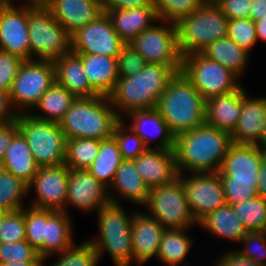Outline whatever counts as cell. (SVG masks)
Masks as SVG:
<instances>
[{"mask_svg":"<svg viewBox=\"0 0 266 266\" xmlns=\"http://www.w3.org/2000/svg\"><path fill=\"white\" fill-rule=\"evenodd\" d=\"M182 65L147 63L128 78H119L108 95L118 117L135 110L155 109L167 84L181 72ZM124 115V116H123Z\"/></svg>","mask_w":266,"mask_h":266,"instance_id":"1","label":"cell"},{"mask_svg":"<svg viewBox=\"0 0 266 266\" xmlns=\"http://www.w3.org/2000/svg\"><path fill=\"white\" fill-rule=\"evenodd\" d=\"M232 144L231 134L206 123L177 135L174 151L178 173L218 172Z\"/></svg>","mask_w":266,"mask_h":266,"instance_id":"2","label":"cell"},{"mask_svg":"<svg viewBox=\"0 0 266 266\" xmlns=\"http://www.w3.org/2000/svg\"><path fill=\"white\" fill-rule=\"evenodd\" d=\"M156 109L175 137L205 124L206 100L182 72L167 84Z\"/></svg>","mask_w":266,"mask_h":266,"instance_id":"3","label":"cell"},{"mask_svg":"<svg viewBox=\"0 0 266 266\" xmlns=\"http://www.w3.org/2000/svg\"><path fill=\"white\" fill-rule=\"evenodd\" d=\"M121 119L108 96L78 97L59 122L66 139L104 140L112 137Z\"/></svg>","mask_w":266,"mask_h":266,"instance_id":"4","label":"cell"},{"mask_svg":"<svg viewBox=\"0 0 266 266\" xmlns=\"http://www.w3.org/2000/svg\"><path fill=\"white\" fill-rule=\"evenodd\" d=\"M135 212L127 213L121 204L111 202L97 211L99 235L88 240L95 247L100 260L108 252L115 266L132 265L131 227Z\"/></svg>","mask_w":266,"mask_h":266,"instance_id":"5","label":"cell"},{"mask_svg":"<svg viewBox=\"0 0 266 266\" xmlns=\"http://www.w3.org/2000/svg\"><path fill=\"white\" fill-rule=\"evenodd\" d=\"M228 19L218 5H200L176 23L178 47L183 56L201 53L209 44L227 36Z\"/></svg>","mask_w":266,"mask_h":266,"instance_id":"6","label":"cell"},{"mask_svg":"<svg viewBox=\"0 0 266 266\" xmlns=\"http://www.w3.org/2000/svg\"><path fill=\"white\" fill-rule=\"evenodd\" d=\"M17 123L39 168L65 164L67 139L59 123L34 118L29 112L19 114Z\"/></svg>","mask_w":266,"mask_h":266,"instance_id":"7","label":"cell"},{"mask_svg":"<svg viewBox=\"0 0 266 266\" xmlns=\"http://www.w3.org/2000/svg\"><path fill=\"white\" fill-rule=\"evenodd\" d=\"M30 60H52L71 51V34L49 8L28 7Z\"/></svg>","mask_w":266,"mask_h":266,"instance_id":"8","label":"cell"},{"mask_svg":"<svg viewBox=\"0 0 266 266\" xmlns=\"http://www.w3.org/2000/svg\"><path fill=\"white\" fill-rule=\"evenodd\" d=\"M55 80L54 61L24 60L9 91L14 109L19 114L27 113L32 108L34 110Z\"/></svg>","mask_w":266,"mask_h":266,"instance_id":"9","label":"cell"},{"mask_svg":"<svg viewBox=\"0 0 266 266\" xmlns=\"http://www.w3.org/2000/svg\"><path fill=\"white\" fill-rule=\"evenodd\" d=\"M181 72L205 100L212 96L232 93L242 86L236 74L202 53L183 56Z\"/></svg>","mask_w":266,"mask_h":266,"instance_id":"10","label":"cell"},{"mask_svg":"<svg viewBox=\"0 0 266 266\" xmlns=\"http://www.w3.org/2000/svg\"><path fill=\"white\" fill-rule=\"evenodd\" d=\"M144 207L149 211L147 214L159 221L165 229L191 228L198 224L179 178L170 184L151 189Z\"/></svg>","mask_w":266,"mask_h":266,"instance_id":"11","label":"cell"},{"mask_svg":"<svg viewBox=\"0 0 266 266\" xmlns=\"http://www.w3.org/2000/svg\"><path fill=\"white\" fill-rule=\"evenodd\" d=\"M128 45L147 63L182 65L178 47L176 24L159 20L152 27L137 35Z\"/></svg>","mask_w":266,"mask_h":266,"instance_id":"12","label":"cell"},{"mask_svg":"<svg viewBox=\"0 0 266 266\" xmlns=\"http://www.w3.org/2000/svg\"><path fill=\"white\" fill-rule=\"evenodd\" d=\"M125 45L107 13H103L96 20L71 34V51L77 54H96L117 58Z\"/></svg>","mask_w":266,"mask_h":266,"instance_id":"13","label":"cell"},{"mask_svg":"<svg viewBox=\"0 0 266 266\" xmlns=\"http://www.w3.org/2000/svg\"><path fill=\"white\" fill-rule=\"evenodd\" d=\"M186 177L179 174L178 178L182 181L188 205L197 223L227 203L218 172L190 173Z\"/></svg>","mask_w":266,"mask_h":266,"instance_id":"14","label":"cell"},{"mask_svg":"<svg viewBox=\"0 0 266 266\" xmlns=\"http://www.w3.org/2000/svg\"><path fill=\"white\" fill-rule=\"evenodd\" d=\"M69 170L65 164L40 167L32 181L28 184V191L35 190V201L30 206L65 211Z\"/></svg>","mask_w":266,"mask_h":266,"instance_id":"15","label":"cell"},{"mask_svg":"<svg viewBox=\"0 0 266 266\" xmlns=\"http://www.w3.org/2000/svg\"><path fill=\"white\" fill-rule=\"evenodd\" d=\"M110 203L108 188L87 169H70L66 207L73 206L82 212H93Z\"/></svg>","mask_w":266,"mask_h":266,"instance_id":"16","label":"cell"},{"mask_svg":"<svg viewBox=\"0 0 266 266\" xmlns=\"http://www.w3.org/2000/svg\"><path fill=\"white\" fill-rule=\"evenodd\" d=\"M0 50L30 60L28 7H0Z\"/></svg>","mask_w":266,"mask_h":266,"instance_id":"17","label":"cell"},{"mask_svg":"<svg viewBox=\"0 0 266 266\" xmlns=\"http://www.w3.org/2000/svg\"><path fill=\"white\" fill-rule=\"evenodd\" d=\"M133 161L149 190L170 184L179 177L174 150L147 148Z\"/></svg>","mask_w":266,"mask_h":266,"instance_id":"18","label":"cell"},{"mask_svg":"<svg viewBox=\"0 0 266 266\" xmlns=\"http://www.w3.org/2000/svg\"><path fill=\"white\" fill-rule=\"evenodd\" d=\"M263 154L257 145L232 144L225 156L218 174L221 180L254 181L259 178L258 170Z\"/></svg>","mask_w":266,"mask_h":266,"instance_id":"19","label":"cell"},{"mask_svg":"<svg viewBox=\"0 0 266 266\" xmlns=\"http://www.w3.org/2000/svg\"><path fill=\"white\" fill-rule=\"evenodd\" d=\"M164 230L163 225L147 213L135 212L131 227L133 264L141 266L153 257L157 258Z\"/></svg>","mask_w":266,"mask_h":266,"instance_id":"20","label":"cell"},{"mask_svg":"<svg viewBox=\"0 0 266 266\" xmlns=\"http://www.w3.org/2000/svg\"><path fill=\"white\" fill-rule=\"evenodd\" d=\"M242 85V110L231 139L238 145H257L266 116V97H249Z\"/></svg>","mask_w":266,"mask_h":266,"instance_id":"21","label":"cell"},{"mask_svg":"<svg viewBox=\"0 0 266 266\" xmlns=\"http://www.w3.org/2000/svg\"><path fill=\"white\" fill-rule=\"evenodd\" d=\"M125 116H128L127 118H130L131 121V126L129 125L128 127L143 140L147 148L175 149L176 137L156 108L135 110ZM156 139H158V143L154 147L150 146L151 141Z\"/></svg>","mask_w":266,"mask_h":266,"instance_id":"22","label":"cell"},{"mask_svg":"<svg viewBox=\"0 0 266 266\" xmlns=\"http://www.w3.org/2000/svg\"><path fill=\"white\" fill-rule=\"evenodd\" d=\"M49 9L70 34L104 13L101 0H55Z\"/></svg>","mask_w":266,"mask_h":266,"instance_id":"23","label":"cell"},{"mask_svg":"<svg viewBox=\"0 0 266 266\" xmlns=\"http://www.w3.org/2000/svg\"><path fill=\"white\" fill-rule=\"evenodd\" d=\"M242 110V86L232 93L206 99L205 123L231 134Z\"/></svg>","mask_w":266,"mask_h":266,"instance_id":"24","label":"cell"},{"mask_svg":"<svg viewBox=\"0 0 266 266\" xmlns=\"http://www.w3.org/2000/svg\"><path fill=\"white\" fill-rule=\"evenodd\" d=\"M107 15L117 34L126 44L159 21L154 6L110 10Z\"/></svg>","mask_w":266,"mask_h":266,"instance_id":"25","label":"cell"},{"mask_svg":"<svg viewBox=\"0 0 266 266\" xmlns=\"http://www.w3.org/2000/svg\"><path fill=\"white\" fill-rule=\"evenodd\" d=\"M56 81L78 97H95L99 95L85 75L82 59L75 52H68L54 60Z\"/></svg>","mask_w":266,"mask_h":266,"instance_id":"26","label":"cell"},{"mask_svg":"<svg viewBox=\"0 0 266 266\" xmlns=\"http://www.w3.org/2000/svg\"><path fill=\"white\" fill-rule=\"evenodd\" d=\"M110 187L115 191L112 194L108 189L110 202L116 204L121 203L118 198V196H121L129 202L144 206L150 193L149 188L138 174L133 160H123L121 162Z\"/></svg>","mask_w":266,"mask_h":266,"instance_id":"27","label":"cell"},{"mask_svg":"<svg viewBox=\"0 0 266 266\" xmlns=\"http://www.w3.org/2000/svg\"><path fill=\"white\" fill-rule=\"evenodd\" d=\"M90 86L99 94L108 96L114 89L118 77L116 57L106 55L78 54Z\"/></svg>","mask_w":266,"mask_h":266,"instance_id":"28","label":"cell"},{"mask_svg":"<svg viewBox=\"0 0 266 266\" xmlns=\"http://www.w3.org/2000/svg\"><path fill=\"white\" fill-rule=\"evenodd\" d=\"M200 228L224 240L238 244L248 233L243 223L238 219L232 205L226 203L205 216L199 223ZM226 238V239H225Z\"/></svg>","mask_w":266,"mask_h":266,"instance_id":"29","label":"cell"},{"mask_svg":"<svg viewBox=\"0 0 266 266\" xmlns=\"http://www.w3.org/2000/svg\"><path fill=\"white\" fill-rule=\"evenodd\" d=\"M2 162L4 171L10 172L27 184L32 181L39 168L20 131L14 136Z\"/></svg>","mask_w":266,"mask_h":266,"instance_id":"30","label":"cell"},{"mask_svg":"<svg viewBox=\"0 0 266 266\" xmlns=\"http://www.w3.org/2000/svg\"><path fill=\"white\" fill-rule=\"evenodd\" d=\"M71 221L69 213L65 211L48 210L47 239L43 243L44 259L60 254L74 244Z\"/></svg>","mask_w":266,"mask_h":266,"instance_id":"31","label":"cell"},{"mask_svg":"<svg viewBox=\"0 0 266 266\" xmlns=\"http://www.w3.org/2000/svg\"><path fill=\"white\" fill-rule=\"evenodd\" d=\"M201 53L231 70L239 78L245 74L244 70L250 58L248 51L227 36L209 44Z\"/></svg>","mask_w":266,"mask_h":266,"instance_id":"32","label":"cell"},{"mask_svg":"<svg viewBox=\"0 0 266 266\" xmlns=\"http://www.w3.org/2000/svg\"><path fill=\"white\" fill-rule=\"evenodd\" d=\"M75 99L71 92L55 80L34 107L42 113L29 111V114L40 120L59 123Z\"/></svg>","mask_w":266,"mask_h":266,"instance_id":"33","label":"cell"},{"mask_svg":"<svg viewBox=\"0 0 266 266\" xmlns=\"http://www.w3.org/2000/svg\"><path fill=\"white\" fill-rule=\"evenodd\" d=\"M189 228L165 229L162 233L157 259L166 266H178L185 261L193 245L186 234Z\"/></svg>","mask_w":266,"mask_h":266,"instance_id":"34","label":"cell"},{"mask_svg":"<svg viewBox=\"0 0 266 266\" xmlns=\"http://www.w3.org/2000/svg\"><path fill=\"white\" fill-rule=\"evenodd\" d=\"M123 161L115 138L100 140L98 155L87 170L105 187L110 188L115 173Z\"/></svg>","mask_w":266,"mask_h":266,"instance_id":"35","label":"cell"},{"mask_svg":"<svg viewBox=\"0 0 266 266\" xmlns=\"http://www.w3.org/2000/svg\"><path fill=\"white\" fill-rule=\"evenodd\" d=\"M100 140L67 139L65 165L70 169H87L98 155Z\"/></svg>","mask_w":266,"mask_h":266,"instance_id":"36","label":"cell"},{"mask_svg":"<svg viewBox=\"0 0 266 266\" xmlns=\"http://www.w3.org/2000/svg\"><path fill=\"white\" fill-rule=\"evenodd\" d=\"M30 193L28 184L10 172L0 174V209L8 212L20 211L24 208V196Z\"/></svg>","mask_w":266,"mask_h":266,"instance_id":"37","label":"cell"},{"mask_svg":"<svg viewBox=\"0 0 266 266\" xmlns=\"http://www.w3.org/2000/svg\"><path fill=\"white\" fill-rule=\"evenodd\" d=\"M28 207L23 208L26 241L43 257V243L48 232V210Z\"/></svg>","mask_w":266,"mask_h":266,"instance_id":"38","label":"cell"},{"mask_svg":"<svg viewBox=\"0 0 266 266\" xmlns=\"http://www.w3.org/2000/svg\"><path fill=\"white\" fill-rule=\"evenodd\" d=\"M232 207L248 232L266 231V199L257 195Z\"/></svg>","mask_w":266,"mask_h":266,"instance_id":"39","label":"cell"},{"mask_svg":"<svg viewBox=\"0 0 266 266\" xmlns=\"http://www.w3.org/2000/svg\"><path fill=\"white\" fill-rule=\"evenodd\" d=\"M56 255L60 257L51 266H97L100 260L95 247L88 240L78 245L74 243Z\"/></svg>","mask_w":266,"mask_h":266,"instance_id":"40","label":"cell"},{"mask_svg":"<svg viewBox=\"0 0 266 266\" xmlns=\"http://www.w3.org/2000/svg\"><path fill=\"white\" fill-rule=\"evenodd\" d=\"M124 119H121L114 127L113 137L115 138L123 160H134L141 155L147 147L143 140L133 132Z\"/></svg>","mask_w":266,"mask_h":266,"instance_id":"41","label":"cell"},{"mask_svg":"<svg viewBox=\"0 0 266 266\" xmlns=\"http://www.w3.org/2000/svg\"><path fill=\"white\" fill-rule=\"evenodd\" d=\"M159 20L176 24L192 14L200 4L196 0H153Z\"/></svg>","mask_w":266,"mask_h":266,"instance_id":"42","label":"cell"},{"mask_svg":"<svg viewBox=\"0 0 266 266\" xmlns=\"http://www.w3.org/2000/svg\"><path fill=\"white\" fill-rule=\"evenodd\" d=\"M227 37L251 53L250 51H252V48L258 41L254 21L251 18L228 20Z\"/></svg>","mask_w":266,"mask_h":266,"instance_id":"43","label":"cell"},{"mask_svg":"<svg viewBox=\"0 0 266 266\" xmlns=\"http://www.w3.org/2000/svg\"><path fill=\"white\" fill-rule=\"evenodd\" d=\"M26 240L23 208L10 212L0 228V243H15Z\"/></svg>","mask_w":266,"mask_h":266,"instance_id":"44","label":"cell"},{"mask_svg":"<svg viewBox=\"0 0 266 266\" xmlns=\"http://www.w3.org/2000/svg\"><path fill=\"white\" fill-rule=\"evenodd\" d=\"M39 256L26 240L0 243V263L34 261Z\"/></svg>","mask_w":266,"mask_h":266,"instance_id":"45","label":"cell"},{"mask_svg":"<svg viewBox=\"0 0 266 266\" xmlns=\"http://www.w3.org/2000/svg\"><path fill=\"white\" fill-rule=\"evenodd\" d=\"M240 242L245 245L238 250L243 256L266 266V231L248 232Z\"/></svg>","mask_w":266,"mask_h":266,"instance_id":"46","label":"cell"},{"mask_svg":"<svg viewBox=\"0 0 266 266\" xmlns=\"http://www.w3.org/2000/svg\"><path fill=\"white\" fill-rule=\"evenodd\" d=\"M226 202L230 205L241 203L257 196V185L254 181L221 180Z\"/></svg>","mask_w":266,"mask_h":266,"instance_id":"47","label":"cell"},{"mask_svg":"<svg viewBox=\"0 0 266 266\" xmlns=\"http://www.w3.org/2000/svg\"><path fill=\"white\" fill-rule=\"evenodd\" d=\"M118 77L128 78L141 71L147 62L130 45L126 44L117 57Z\"/></svg>","mask_w":266,"mask_h":266,"instance_id":"48","label":"cell"},{"mask_svg":"<svg viewBox=\"0 0 266 266\" xmlns=\"http://www.w3.org/2000/svg\"><path fill=\"white\" fill-rule=\"evenodd\" d=\"M24 60L20 57L0 50V88L10 91L19 67Z\"/></svg>","mask_w":266,"mask_h":266,"instance_id":"49","label":"cell"},{"mask_svg":"<svg viewBox=\"0 0 266 266\" xmlns=\"http://www.w3.org/2000/svg\"><path fill=\"white\" fill-rule=\"evenodd\" d=\"M254 0H220L218 6L228 20L250 18Z\"/></svg>","mask_w":266,"mask_h":266,"instance_id":"50","label":"cell"},{"mask_svg":"<svg viewBox=\"0 0 266 266\" xmlns=\"http://www.w3.org/2000/svg\"><path fill=\"white\" fill-rule=\"evenodd\" d=\"M18 115L12 105L9 91L0 88V124L16 122Z\"/></svg>","mask_w":266,"mask_h":266,"instance_id":"51","label":"cell"},{"mask_svg":"<svg viewBox=\"0 0 266 266\" xmlns=\"http://www.w3.org/2000/svg\"><path fill=\"white\" fill-rule=\"evenodd\" d=\"M216 266H263L256 263L254 260L243 256L237 250L226 251L225 254L218 258V262L215 261Z\"/></svg>","mask_w":266,"mask_h":266,"instance_id":"52","label":"cell"},{"mask_svg":"<svg viewBox=\"0 0 266 266\" xmlns=\"http://www.w3.org/2000/svg\"><path fill=\"white\" fill-rule=\"evenodd\" d=\"M101 5L103 12L107 13L110 10L153 6V0H101Z\"/></svg>","mask_w":266,"mask_h":266,"instance_id":"53","label":"cell"},{"mask_svg":"<svg viewBox=\"0 0 266 266\" xmlns=\"http://www.w3.org/2000/svg\"><path fill=\"white\" fill-rule=\"evenodd\" d=\"M18 132L17 121L10 124H0V161H3L5 152Z\"/></svg>","mask_w":266,"mask_h":266,"instance_id":"54","label":"cell"},{"mask_svg":"<svg viewBox=\"0 0 266 266\" xmlns=\"http://www.w3.org/2000/svg\"><path fill=\"white\" fill-rule=\"evenodd\" d=\"M250 18L255 21L266 19V0H254L252 3V10Z\"/></svg>","mask_w":266,"mask_h":266,"instance_id":"55","label":"cell"},{"mask_svg":"<svg viewBox=\"0 0 266 266\" xmlns=\"http://www.w3.org/2000/svg\"><path fill=\"white\" fill-rule=\"evenodd\" d=\"M259 178L257 180V194L266 199V161L263 160L258 170Z\"/></svg>","mask_w":266,"mask_h":266,"instance_id":"56","label":"cell"},{"mask_svg":"<svg viewBox=\"0 0 266 266\" xmlns=\"http://www.w3.org/2000/svg\"><path fill=\"white\" fill-rule=\"evenodd\" d=\"M44 262L46 259L38 256L34 261L0 263V266H45Z\"/></svg>","mask_w":266,"mask_h":266,"instance_id":"57","label":"cell"},{"mask_svg":"<svg viewBox=\"0 0 266 266\" xmlns=\"http://www.w3.org/2000/svg\"><path fill=\"white\" fill-rule=\"evenodd\" d=\"M24 4L21 6H26L29 8H49L55 0H22Z\"/></svg>","mask_w":266,"mask_h":266,"instance_id":"58","label":"cell"},{"mask_svg":"<svg viewBox=\"0 0 266 266\" xmlns=\"http://www.w3.org/2000/svg\"><path fill=\"white\" fill-rule=\"evenodd\" d=\"M257 39L266 42V19L255 21Z\"/></svg>","mask_w":266,"mask_h":266,"instance_id":"59","label":"cell"},{"mask_svg":"<svg viewBox=\"0 0 266 266\" xmlns=\"http://www.w3.org/2000/svg\"><path fill=\"white\" fill-rule=\"evenodd\" d=\"M200 5H218L220 0H196Z\"/></svg>","mask_w":266,"mask_h":266,"instance_id":"60","label":"cell"},{"mask_svg":"<svg viewBox=\"0 0 266 266\" xmlns=\"http://www.w3.org/2000/svg\"><path fill=\"white\" fill-rule=\"evenodd\" d=\"M264 143H266V116H265V122H264L263 128H262V135L260 138V146H262Z\"/></svg>","mask_w":266,"mask_h":266,"instance_id":"61","label":"cell"},{"mask_svg":"<svg viewBox=\"0 0 266 266\" xmlns=\"http://www.w3.org/2000/svg\"><path fill=\"white\" fill-rule=\"evenodd\" d=\"M10 212L6 211V210H3V209H0V228L2 227L3 225V222L5 220V217L9 214Z\"/></svg>","mask_w":266,"mask_h":266,"instance_id":"62","label":"cell"},{"mask_svg":"<svg viewBox=\"0 0 266 266\" xmlns=\"http://www.w3.org/2000/svg\"><path fill=\"white\" fill-rule=\"evenodd\" d=\"M0 7H14L12 0H0Z\"/></svg>","mask_w":266,"mask_h":266,"instance_id":"63","label":"cell"},{"mask_svg":"<svg viewBox=\"0 0 266 266\" xmlns=\"http://www.w3.org/2000/svg\"><path fill=\"white\" fill-rule=\"evenodd\" d=\"M260 149H261L262 154H263V160L266 161V143H264L262 146H260Z\"/></svg>","mask_w":266,"mask_h":266,"instance_id":"64","label":"cell"},{"mask_svg":"<svg viewBox=\"0 0 266 266\" xmlns=\"http://www.w3.org/2000/svg\"><path fill=\"white\" fill-rule=\"evenodd\" d=\"M4 171V165L3 162L0 161V174Z\"/></svg>","mask_w":266,"mask_h":266,"instance_id":"65","label":"cell"}]
</instances>
